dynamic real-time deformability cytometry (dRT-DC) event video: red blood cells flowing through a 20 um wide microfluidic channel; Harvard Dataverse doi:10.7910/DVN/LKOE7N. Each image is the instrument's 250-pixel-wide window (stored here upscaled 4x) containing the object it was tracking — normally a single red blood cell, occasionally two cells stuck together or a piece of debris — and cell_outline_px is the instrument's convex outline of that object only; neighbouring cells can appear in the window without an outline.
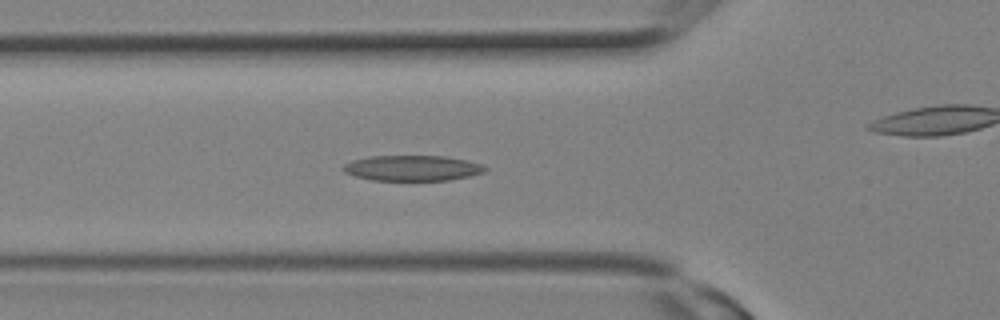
{"species": "Egyptian fruit bat (a non-hibernating species)", "species_latin": "Rousettus aegyptiacus", "temperature_condition": "room temperature", "stored_images_in_passage": 15, "camera_frame_rate_fps": 3000, "um_per_image_px": 0.085, "animal": {"sex": "female"}, "frame": {"image": 1, "passage_image": 9, "time_ms": 2.667, "image_size_px": [1000, 320], "cell_outline_px": [[488, 168], [484, 172], [468, 176], [448, 180], [372, 180], [356, 176], [344, 172], [340, 168], [344, 164], [352, 160], [368, 156], [444, 156], [468, 160], [480, 164]], "centroid_in_image_um": [35.02, 14.28], "position_along_channel_um": 90.8, "area_um2": 21.04}}
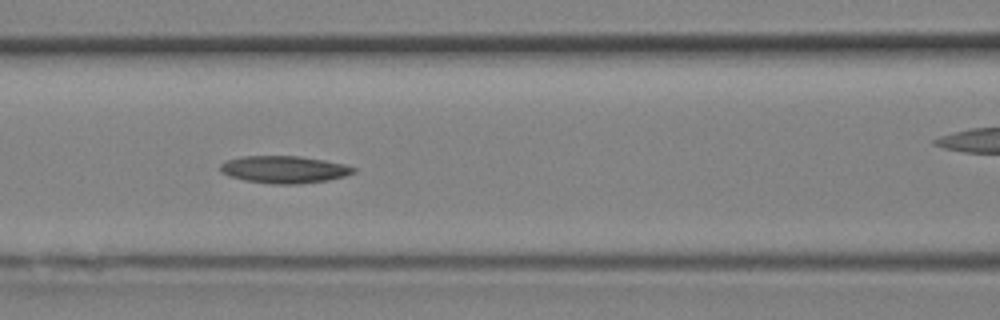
{"frame": {"image": 2, "passage_image": 11, "time_ms": 3.333, "image_size_px": [1000, 320], "cell_outline_px": [[356, 172], [344, 176], [328, 180], [296, 184], [272, 184], [244, 180], [220, 172], [220, 164], [228, 160], [240, 156], [300, 156], [324, 160], [344, 164], [356, 168]], "centroid_in_image_um": [24.16, 14.4], "position_along_channel_um": 142.4, "area_um2": 21.1}}